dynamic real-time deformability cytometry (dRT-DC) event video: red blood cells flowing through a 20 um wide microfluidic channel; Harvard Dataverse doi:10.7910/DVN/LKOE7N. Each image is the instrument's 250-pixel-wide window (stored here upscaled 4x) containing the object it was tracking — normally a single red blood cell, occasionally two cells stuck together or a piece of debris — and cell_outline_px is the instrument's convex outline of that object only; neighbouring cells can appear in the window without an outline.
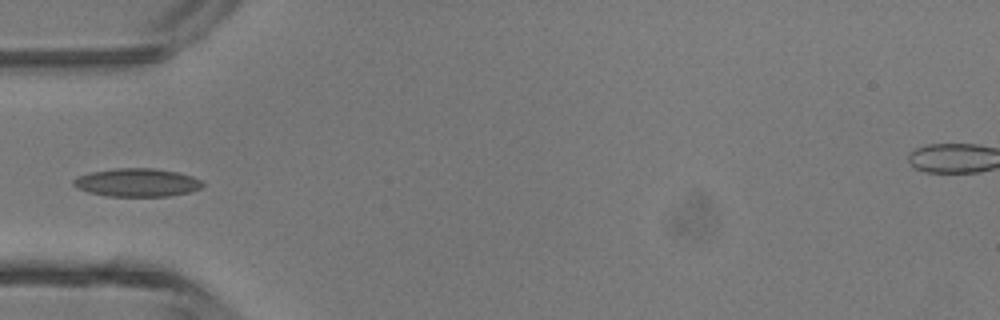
{"species": "common noctule bat (a hibernating species)", "species_latin": "Nyctalus noctula", "temperature_condition": "room temperature", "stored_images_in_passage": 5, "camera_frame_rate_fps": 3000, "um_per_image_px": 0.085, "animal": {"sex": "male", "body_mass_g": 13.3}, "frame": {"image": 1, "passage_image": 5, "time_ms": 1.333, "image_size_px": [1000, 320], "cell_outline_px": [[204, 184], [200, 188], [192, 192], [168, 196], [108, 196], [88, 192], [76, 188], [72, 184], [72, 180], [76, 176], [92, 172], [116, 168], [152, 168], [176, 172], [192, 176], [200, 180]], "centroid_in_image_um": [11.62, 15.52], "position_along_channel_um": 73.4, "area_um2": 21.27}}